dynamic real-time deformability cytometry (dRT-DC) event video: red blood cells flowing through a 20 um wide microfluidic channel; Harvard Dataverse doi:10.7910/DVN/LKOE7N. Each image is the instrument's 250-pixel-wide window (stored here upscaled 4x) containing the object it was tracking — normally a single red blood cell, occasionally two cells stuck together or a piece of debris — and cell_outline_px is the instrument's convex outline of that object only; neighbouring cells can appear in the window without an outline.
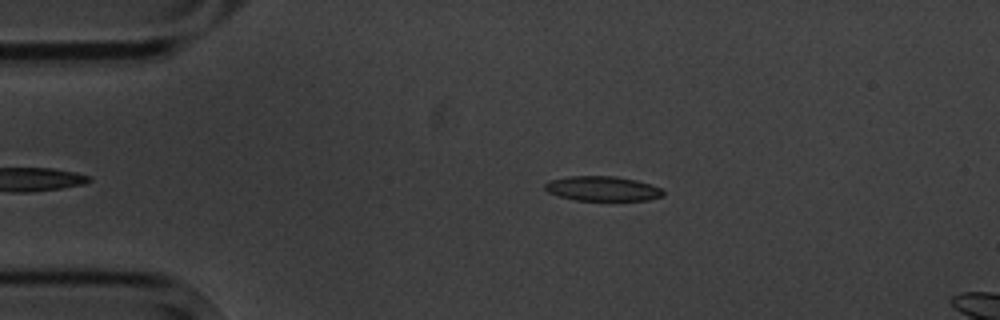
{"species": "common noctule bat (a hibernating species)", "species_latin": "Nyctalus noctula", "temperature_condition": "cold", "stored_images_in_passage": 3, "camera_frame_rate_fps": 3000, "um_per_image_px": 0.085, "animal": {"sex": "male", "body_mass_g": 20.1, "forearm_length_mm": 53.5}, "frame": {"image": 1, "passage_image": 1, "time_ms": 0.0, "image_size_px": [1000, 320], "cell_outline_px": [[664, 196], [648, 200], [576, 200], [560, 196], [548, 192], [544, 188], [544, 184], [548, 180], [568, 176], [616, 176], [636, 180], [652, 184], [660, 188], [664, 192]], "centroid_in_image_um": [51.21, 16.02], "position_along_channel_um": 33.8, "area_um2": 17.11}}